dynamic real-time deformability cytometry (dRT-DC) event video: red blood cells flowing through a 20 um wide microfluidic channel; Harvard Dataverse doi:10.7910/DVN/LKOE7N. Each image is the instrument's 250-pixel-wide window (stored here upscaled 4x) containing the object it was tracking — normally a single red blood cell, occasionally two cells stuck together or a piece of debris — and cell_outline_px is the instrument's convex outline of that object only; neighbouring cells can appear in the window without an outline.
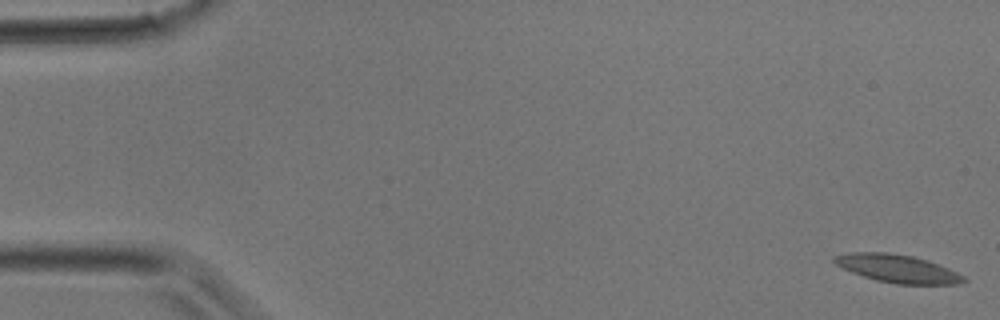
{"species": "common noctule bat (a hibernating species)", "species_latin": "Nyctalus noctula", "temperature_condition": "room temperature", "stored_images_in_passage": 37, "camera_frame_rate_fps": 3000, "um_per_image_px": 0.085, "animal": {"sex": "male", "body_mass_g": 17.9}, "frame": {"image": 1, "passage_image": 1, "time_ms": 0.0, "image_size_px": [1000, 320], "cell_outline_px": [[968, 280], [960, 284], [896, 284], [876, 280], [852, 272], [836, 264], [832, 260], [832, 256], [852, 252], [888, 252], [912, 256], [948, 268], [964, 276]], "centroid_in_image_um": [76.28, 22.83], "position_along_channel_um": 8.7, "area_um2": 20.87}}
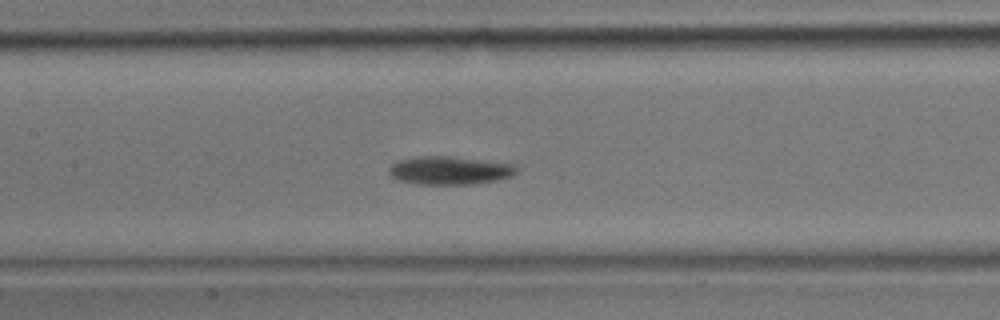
{"frame": {"image": 2, "passage_image": 17, "time_ms": 5.333, "image_size_px": [1000, 320], "cell_outline_px": [[520, 168], [512, 176], [496, 180], [468, 184], [420, 184], [400, 180], [392, 176], [388, 172], [388, 168], [396, 160], [416, 156], [448, 156], [516, 164]], "centroid_in_image_um": [38.22, 14.47], "position_along_channel_um": 169.2, "area_um2": 20.98}}
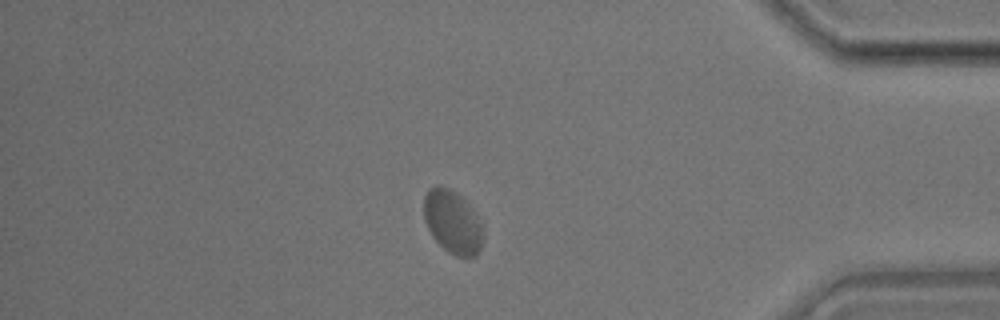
{"frame": {"image": 3, "passage_image": 31, "time_ms": 10.0, "image_size_px": [1000, 320], "cell_outline_px": [[484, 232], [480, 248], [476, 256], [456, 256], [448, 252], [432, 236], [424, 220], [424, 196], [428, 188], [436, 184], [448, 188], [456, 192], [472, 208], [480, 220]], "centroid_in_image_um": [38.46, 18.85], "position_along_channel_um": 396.7, "area_um2": 21.85}}